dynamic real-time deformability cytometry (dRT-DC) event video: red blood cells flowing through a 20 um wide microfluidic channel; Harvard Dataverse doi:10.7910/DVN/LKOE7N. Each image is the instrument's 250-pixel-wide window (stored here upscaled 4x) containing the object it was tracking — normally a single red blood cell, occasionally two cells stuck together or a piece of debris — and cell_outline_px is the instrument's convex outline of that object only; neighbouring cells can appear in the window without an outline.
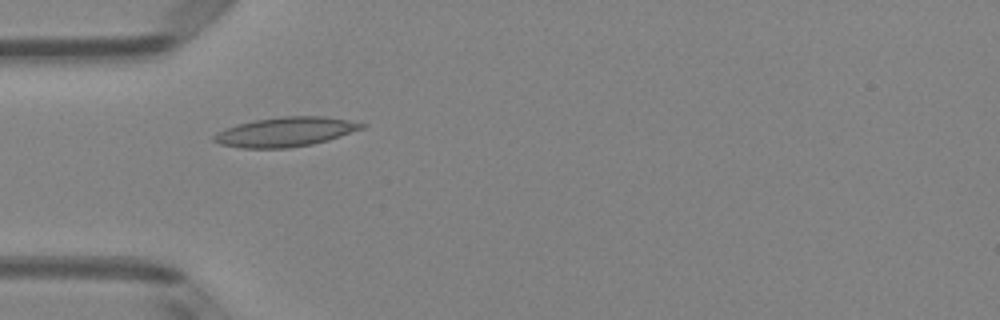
{"species": "Egyptian fruit bat (a non-hibernating species)", "species_latin": "Rousettus aegyptiacus", "temperature_condition": "room temperature", "stored_images_in_passage": 5, "camera_frame_rate_fps": 3000, "um_per_image_px": 0.085, "animal": {"sex": "female"}, "frame": {"image": 1, "passage_image": 4, "time_ms": 1.0, "image_size_px": [1000, 320], "cell_outline_px": [[368, 124], [364, 128], [328, 140], [312, 144], [288, 148], [240, 148], [220, 144], [212, 140], [212, 136], [216, 132], [224, 128], [236, 124], [256, 120], [280, 116], [324, 116], [348, 120]], "centroid_in_image_um": [24.24, 11.21], "position_along_channel_um": 60.8, "area_um2": 25.49}}
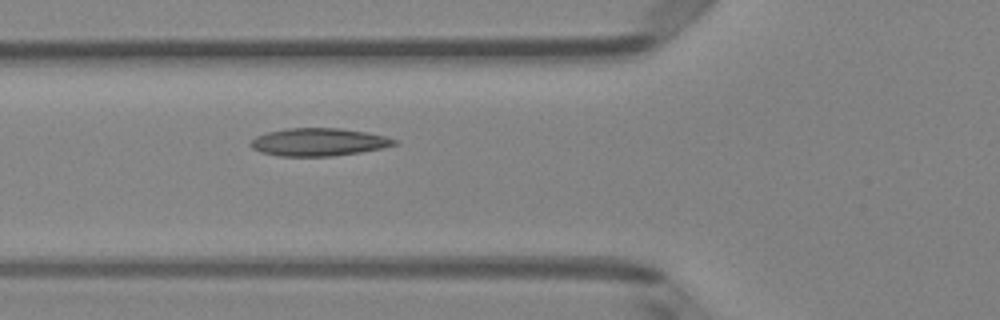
{"frame": {"image": 2, "passage_image": 5, "time_ms": 1.333, "image_size_px": [1000, 320], "cell_outline_px": [[400, 144], [360, 152], [332, 156], [280, 156], [260, 152], [252, 148], [248, 144], [256, 136], [268, 132], [288, 128], [340, 128], [368, 132], [384, 136], [396, 140]], "centroid_in_image_um": [27.07, 12.07], "position_along_channel_um": 98.7, "area_um2": 23.24}}